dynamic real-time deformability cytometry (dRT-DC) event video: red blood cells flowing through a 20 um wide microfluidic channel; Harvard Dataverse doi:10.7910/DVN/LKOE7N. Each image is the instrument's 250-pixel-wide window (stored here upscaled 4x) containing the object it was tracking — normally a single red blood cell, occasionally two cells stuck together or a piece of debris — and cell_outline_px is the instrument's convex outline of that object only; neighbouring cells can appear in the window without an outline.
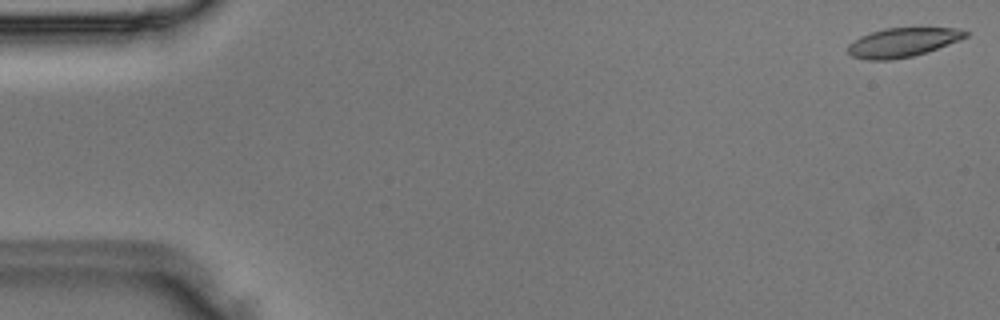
{"species": "Egyptian fruit bat (a non-hibernating species)", "species_latin": "Rousettus aegyptiacus", "temperature_condition": "room temperature", "stored_images_in_passage": 11, "camera_frame_rate_fps": 3000, "um_per_image_px": 0.085, "animal": {"sex": "male"}, "frame": {"image": 1, "passage_image": 1, "time_ms": 0.0, "image_size_px": [1000, 320], "cell_outline_px": [[968, 36], [960, 40], [928, 52], [912, 56], [888, 60], [868, 60], [852, 56], [848, 52], [848, 44], [860, 36], [884, 28], [956, 28], [968, 32]], "centroid_in_image_um": [76.73, 3.6], "position_along_channel_um": 8.3, "area_um2": 19.88}}